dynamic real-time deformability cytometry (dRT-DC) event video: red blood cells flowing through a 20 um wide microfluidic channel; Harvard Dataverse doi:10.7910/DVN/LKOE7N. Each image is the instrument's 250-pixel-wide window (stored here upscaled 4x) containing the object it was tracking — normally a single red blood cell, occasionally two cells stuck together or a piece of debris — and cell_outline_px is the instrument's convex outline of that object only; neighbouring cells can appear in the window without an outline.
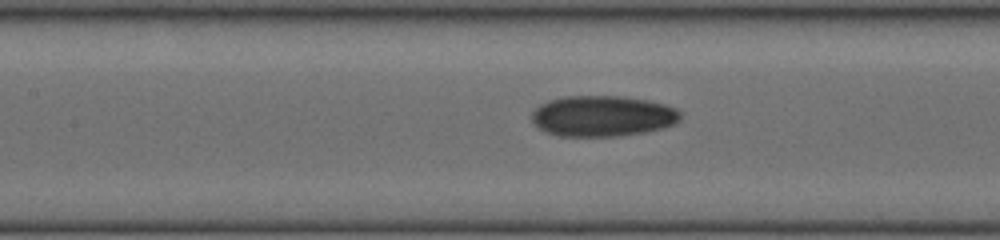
{"species": "human", "species_latin": "Homo sapiens", "temperature_condition": "cold", "stored_images_in_passage": 34, "camera_frame_rate_fps": 3000, "um_per_image_px": 0.085, "donor": {"sex": "female"}, "frame": {"image": 1, "passage_image": 23, "time_ms": 7.333, "image_size_px": [1000, 240], "cell_outline_px": [[680, 120], [664, 128], [644, 132], [620, 136], [560, 136], [548, 132], [540, 128], [532, 120], [532, 112], [540, 104], [548, 100], [564, 96], [624, 96], [648, 100], [664, 104], [676, 108], [680, 112]], "centroid_in_image_um": [51.23, 9.85], "position_along_channel_um": 156.2, "area_um2": 35.37}}
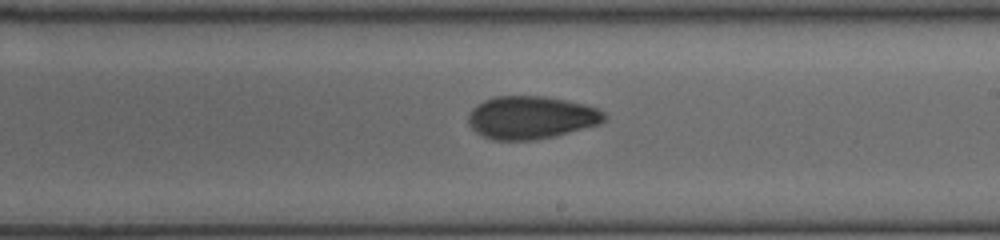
{"frame": {"image": 2, "passage_image": 29, "time_ms": 9.333, "image_size_px": [1000, 240], "cell_outline_px": [[608, 116], [600, 124], [556, 136], [536, 140], [492, 140], [476, 132], [468, 124], [468, 116], [472, 108], [476, 104], [484, 100], [496, 96], [544, 96], [584, 104], [600, 108]], "centroid_in_image_um": [45.15, 9.99], "position_along_channel_um": 243.8, "area_um2": 34.22}}
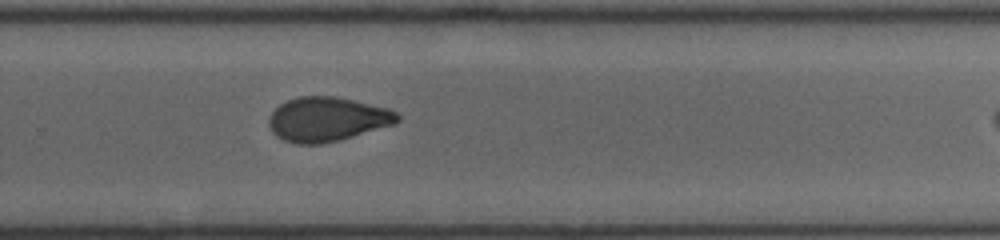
{"frame": {"image": 3, "passage_image": 33, "time_ms": 10.667, "image_size_px": [1000, 240], "cell_outline_px": [[400, 120], [396, 124], [340, 140], [320, 144], [296, 144], [284, 140], [276, 136], [272, 132], [268, 124], [268, 120], [272, 112], [280, 104], [288, 100], [300, 96], [336, 96], [388, 108], [396, 112], [400, 116]], "centroid_in_image_um": [27.82, 10.14], "position_along_channel_um": 302.0, "area_um2": 33.35}}